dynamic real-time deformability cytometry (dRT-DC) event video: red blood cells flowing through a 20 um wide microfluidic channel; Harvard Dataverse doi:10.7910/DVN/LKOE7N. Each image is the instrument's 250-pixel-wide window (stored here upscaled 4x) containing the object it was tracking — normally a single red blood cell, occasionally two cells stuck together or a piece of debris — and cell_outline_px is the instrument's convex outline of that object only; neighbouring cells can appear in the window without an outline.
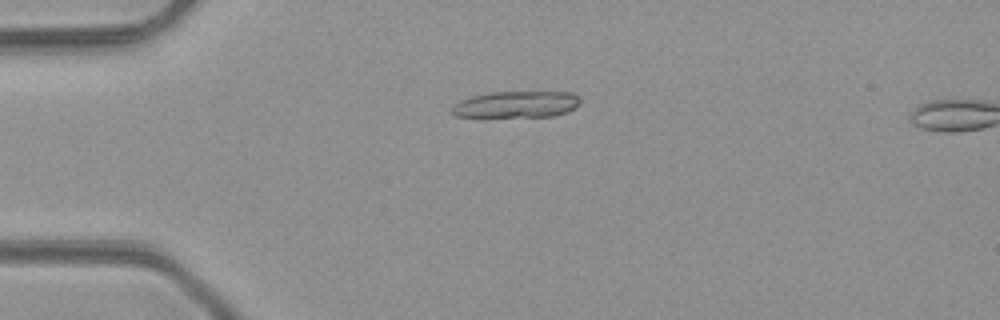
{"species": "common noctule bat (a hibernating species)", "species_latin": "Nyctalus noctula", "temperature_condition": "room temperature", "stored_images_in_passage": 2, "camera_frame_rate_fps": 3000, "um_per_image_px": 0.085, "animal": {"sex": "male", "body_mass_g": 23.1, "forearm_length_mm": 52.7}, "frame": {"image": 1, "passage_image": 1, "time_ms": 0.0, "image_size_px": [1000, 320], "cell_outline_px": [[580, 104], [576, 108], [568, 112], [552, 116], [456, 116], [448, 112], [460, 100], [472, 96], [488, 92], [572, 92], [580, 96]], "centroid_in_image_um": [43.94, 8.86], "position_along_channel_um": 41.1, "area_um2": 19.83}}